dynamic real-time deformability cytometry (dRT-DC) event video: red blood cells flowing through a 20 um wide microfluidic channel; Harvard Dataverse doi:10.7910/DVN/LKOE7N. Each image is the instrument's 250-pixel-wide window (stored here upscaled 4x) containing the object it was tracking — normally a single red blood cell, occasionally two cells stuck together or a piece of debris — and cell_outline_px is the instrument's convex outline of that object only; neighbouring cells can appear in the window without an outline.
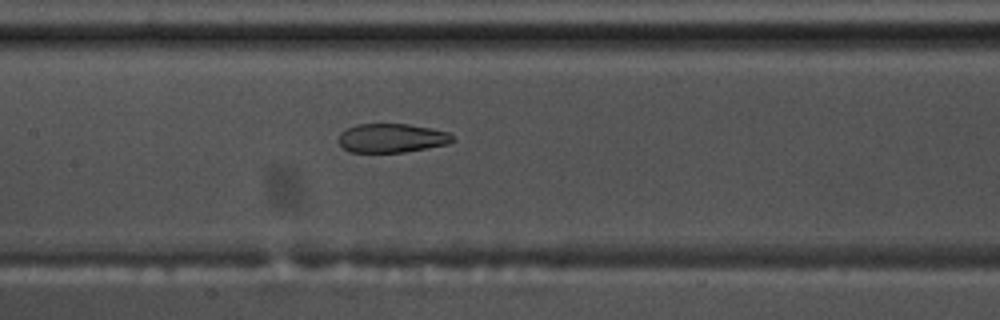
{"species": "common noctule bat (a hibernating species)", "species_latin": "Nyctalus noctula", "temperature_condition": "warm", "stored_images_in_passage": 39, "camera_frame_rate_fps": 3000, "um_per_image_px": 0.085, "animal": {"sex": "male", "body_mass_g": 17.5, "forearm_length_mm": 52.3}, "frame": {"image": 1, "passage_image": 17, "time_ms": 5.333, "image_size_px": [1000, 320], "cell_outline_px": [[456, 140], [448, 144], [428, 148], [404, 152], [348, 152], [340, 144], [340, 132], [356, 124], [408, 124], [432, 128], [448, 132]], "centroid_in_image_um": [33.33, 11.73], "position_along_channel_um": 174.1, "area_um2": 19.25}}
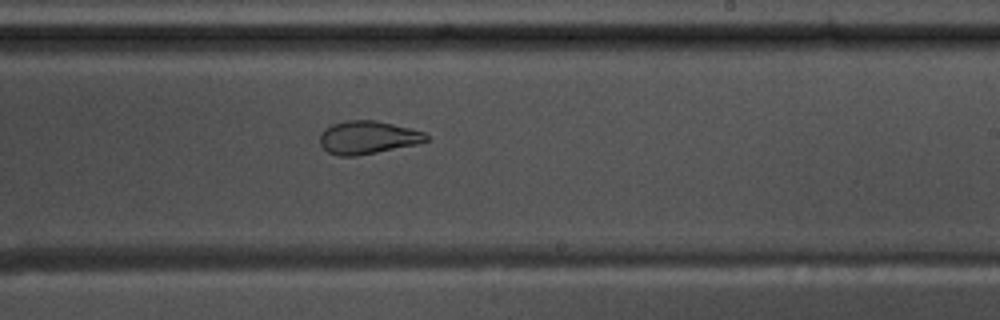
{"frame": {"image": 2, "passage_image": 24, "time_ms": 7.667, "image_size_px": [1000, 320], "cell_outline_px": [[428, 140], [416, 144], [356, 156], [340, 156], [328, 152], [320, 144], [320, 132], [324, 128], [332, 124], [348, 120], [376, 120], [424, 132], [428, 136]], "centroid_in_image_um": [31.21, 11.68], "position_along_channel_um": 257.8, "area_um2": 20.29}}
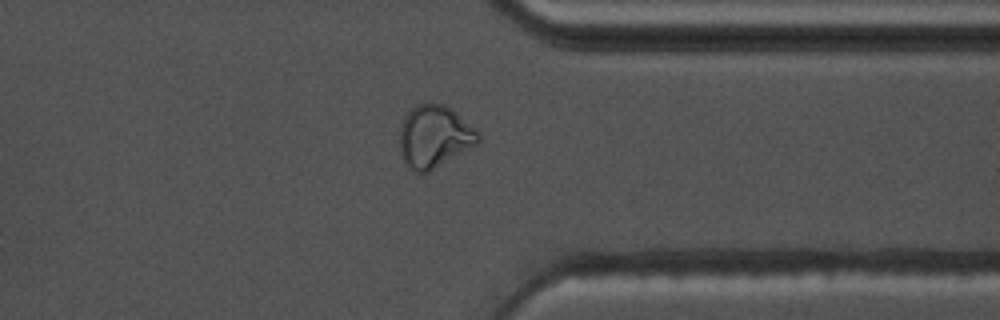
{"frame": {"image": 3, "passage_image": 34, "time_ms": 11.0, "image_size_px": [1000, 320], "cell_outline_px": [[480, 140], [476, 144], [428, 172], [416, 172], [404, 160], [400, 148], [400, 128], [404, 116], [416, 104], [444, 104], [452, 108], [476, 128], [480, 132]], "centroid_in_image_um": [36.94, 11.57], "position_along_channel_um": 374.5, "area_um2": 28.21}}